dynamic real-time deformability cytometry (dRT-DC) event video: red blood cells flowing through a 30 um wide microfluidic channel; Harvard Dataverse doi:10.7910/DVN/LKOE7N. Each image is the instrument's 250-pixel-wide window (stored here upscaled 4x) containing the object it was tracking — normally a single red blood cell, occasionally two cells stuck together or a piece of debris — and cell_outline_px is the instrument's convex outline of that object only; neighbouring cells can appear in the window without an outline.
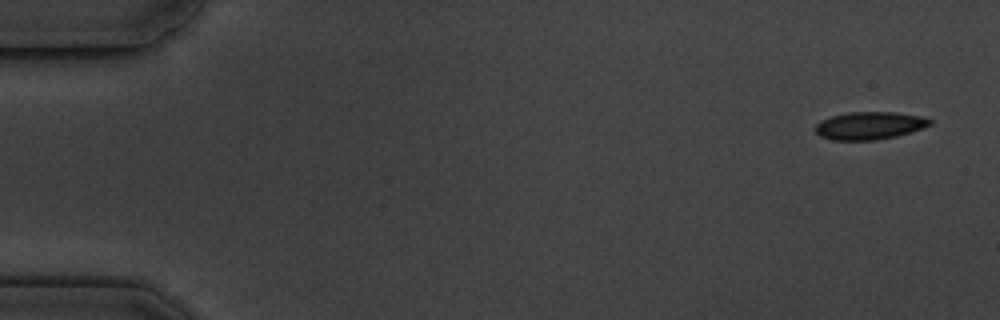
{"species": "common noctule bat (a hibernating species)", "species_latin": "Nyctalus noctula", "temperature_condition": "cold", "stored_images_in_passage": 13, "camera_frame_rate_fps": 3000, "um_per_image_px": 0.085, "animal": {"sex": "male", "body_mass_g": 19.5, "forearm_length_mm": 54.6}, "frame": {"image": 1, "passage_image": 1, "time_ms": 0.0, "image_size_px": [1000, 320], "cell_outline_px": [[932, 124], [912, 132], [896, 136], [876, 140], [832, 140], [820, 136], [816, 132], [816, 124], [832, 116], [848, 112], [896, 112], [920, 116], [932, 120]], "centroid_in_image_um": [73.93, 10.68], "position_along_channel_um": 11.1, "area_um2": 18.38}}
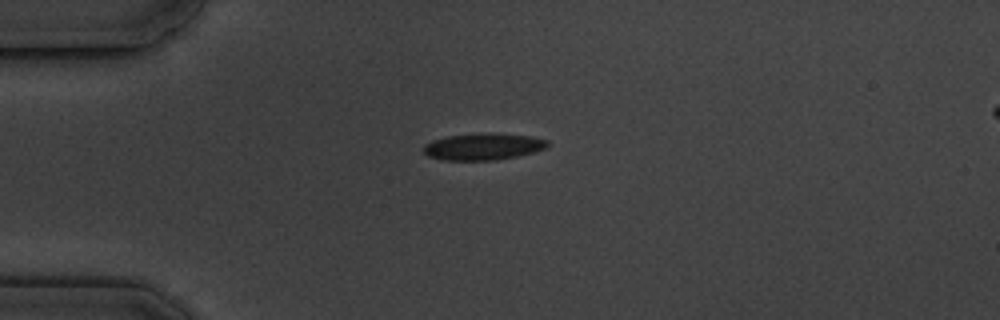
{"frame": {"image": 2, "passage_image": 4, "time_ms": 4.0, "image_size_px": [1000, 320], "cell_outline_px": [[548, 144], [544, 148], [532, 152], [516, 156], [492, 160], [440, 160], [428, 156], [424, 152], [424, 144], [432, 140], [448, 136], [492, 132], [528, 136], [548, 140]], "centroid_in_image_um": [41.02, 12.46], "position_along_channel_um": 44.0, "area_um2": 19.13}}
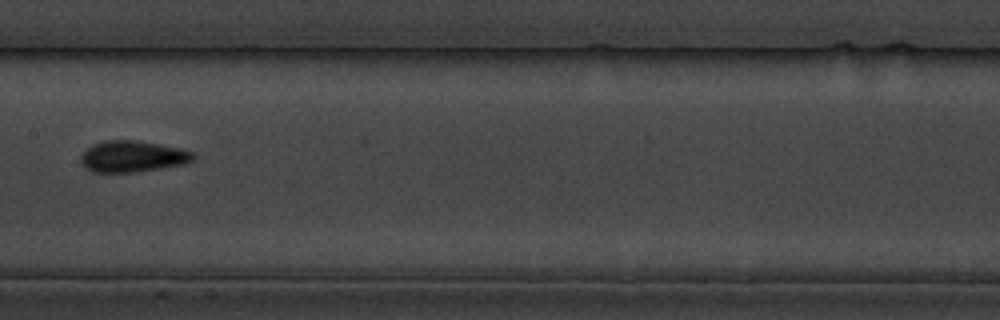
{"frame": {"image": 3, "passage_image": 8, "time_ms": 9.0, "image_size_px": [1000, 320], "cell_outline_px": [[196, 160], [184, 164], [136, 172], [92, 172], [84, 168], [80, 160], [80, 156], [92, 144], [104, 140], [136, 140], [180, 148], [196, 152]], "centroid_in_image_um": [11.29, 13.3], "position_along_channel_um": 196.1, "area_um2": 20.75}, "authors_computed_cell_mechanics": {"area_um2": 19.1318, "velocity_mm_per_s": 3.4836, "shape_relaxation_time_tau1_ms": 2.5165, "shape_relaxation_time_tau2_ms": 2.0597, "deformation_change_tau1": 0.0809, "deformation_change_tau2": 0.0465}}